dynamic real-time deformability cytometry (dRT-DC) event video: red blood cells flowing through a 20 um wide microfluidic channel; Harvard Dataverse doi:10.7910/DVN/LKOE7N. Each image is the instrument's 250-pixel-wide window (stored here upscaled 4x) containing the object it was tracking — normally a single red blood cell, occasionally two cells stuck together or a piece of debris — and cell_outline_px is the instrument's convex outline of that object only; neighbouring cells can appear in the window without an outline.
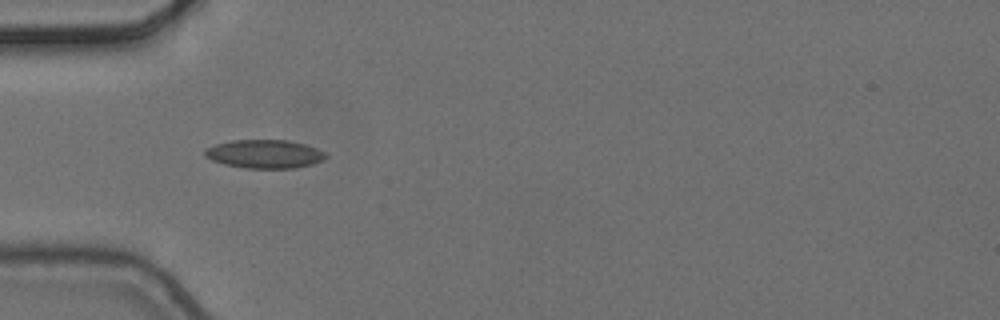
{"species": "common noctule bat (a hibernating species)", "species_latin": "Nyctalus noctula", "temperature_condition": "cold", "stored_images_in_passage": 4, "camera_frame_rate_fps": 3000, "um_per_image_px": 0.085, "animal": {"sex": "female", "body_mass_g": 24.6, "forearm_length_mm": 56.2}, "frame": {"image": 1, "passage_image": 3, "time_ms": 0.667, "image_size_px": [1000, 320], "cell_outline_px": [[328, 156], [324, 160], [312, 164], [296, 168], [244, 168], [224, 164], [212, 160], [204, 156], [204, 148], [216, 144], [232, 140], [288, 140], [304, 144], [316, 148], [324, 152]], "centroid_in_image_um": [22.48, 13.09], "position_along_channel_um": 62.5, "area_um2": 20.17}}
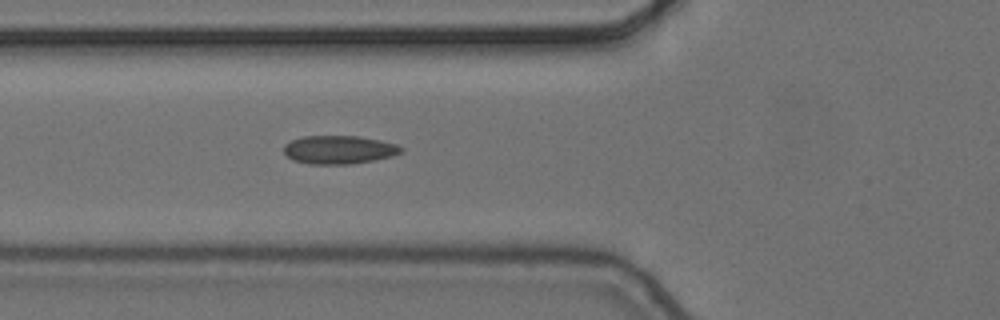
{"frame": {"image": 2, "passage_image": 4, "time_ms": 1.0, "image_size_px": [1000, 320], "cell_outline_px": [[404, 152], [392, 156], [352, 164], [308, 164], [292, 160], [284, 152], [284, 144], [292, 140], [304, 136], [360, 136], [380, 140], [396, 144], [404, 148]], "centroid_in_image_um": [28.83, 12.72], "position_along_channel_um": 97.0, "area_um2": 19.48}}